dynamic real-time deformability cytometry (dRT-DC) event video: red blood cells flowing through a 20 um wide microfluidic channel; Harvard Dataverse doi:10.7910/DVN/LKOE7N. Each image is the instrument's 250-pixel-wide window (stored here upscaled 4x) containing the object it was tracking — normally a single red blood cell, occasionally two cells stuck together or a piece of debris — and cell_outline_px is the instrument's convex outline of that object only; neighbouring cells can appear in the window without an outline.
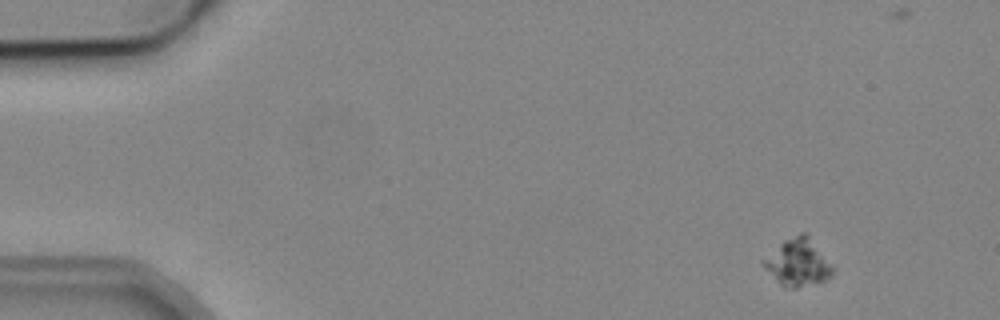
{"species": "common noctule bat (a hibernating species)", "species_latin": "Nyctalus noctula", "temperature_condition": "cold", "stored_images_in_passage": 6, "segment_of_instrument_passage": [1, 2], "camera_frame_rate_fps": 3000, "um_per_image_px": 0.085, "animal": {"sex": "male", "body_mass_g": 19.2, "forearm_length_mm": 51.8}, "frame": {"image": 1, "passage_image": 2, "time_ms": 1.0, "image_size_px": [1000, 320], "cell_outline_px": [[832, 272], [824, 280], [796, 288], [784, 288], [764, 268], [760, 260], [784, 240], [800, 232], [804, 232], [808, 236], [832, 268]], "centroid_in_image_um": [67.72, 22.32], "position_along_channel_um": 17.3, "area_um2": 18.38}}
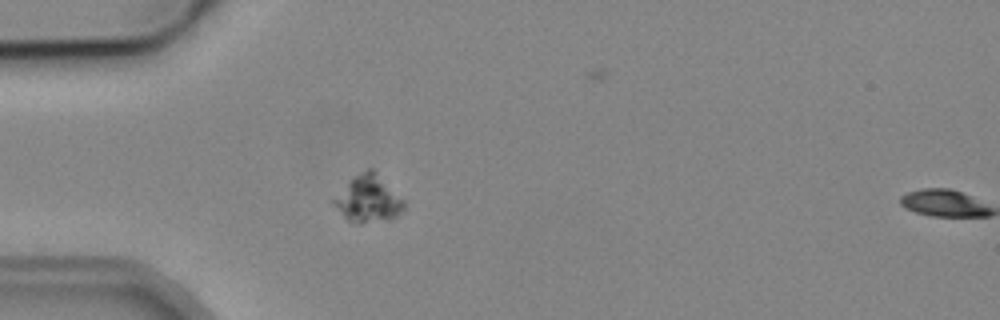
{"frame": {"image": 2, "passage_image": 5, "time_ms": 4.667, "image_size_px": [1000, 320], "cell_outline_px": [[404, 208], [396, 216], [360, 224], [348, 220], [332, 204], [332, 200], [356, 176], [368, 168], [372, 168], [404, 200]], "centroid_in_image_um": [31.31, 16.92], "position_along_channel_um": 53.7, "area_um2": 18.32}}